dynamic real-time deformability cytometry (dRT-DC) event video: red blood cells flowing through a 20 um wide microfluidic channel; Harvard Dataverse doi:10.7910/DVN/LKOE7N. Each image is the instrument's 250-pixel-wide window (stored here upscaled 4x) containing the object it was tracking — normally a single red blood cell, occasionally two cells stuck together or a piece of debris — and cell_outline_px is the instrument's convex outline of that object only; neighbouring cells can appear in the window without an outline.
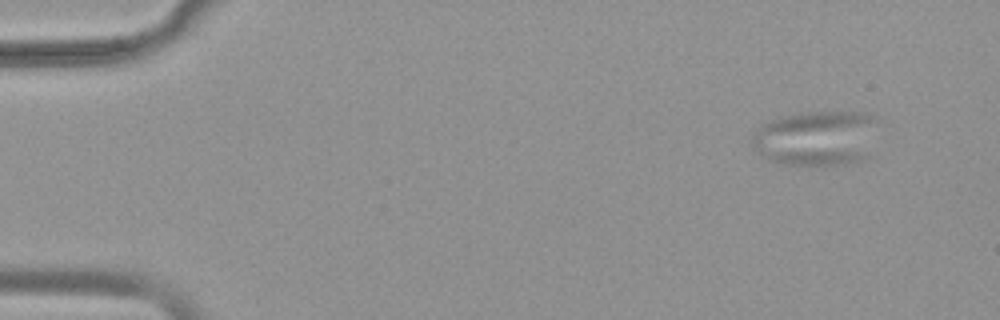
{"species": "common noctule bat (a hibernating species)", "species_latin": "Nyctalus noctula", "temperature_condition": "warm", "stored_images_in_passage": 51, "camera_frame_rate_fps": 3000, "um_per_image_px": 0.085, "animal": {"sex": "female", "body_mass_g": 19.9}, "frame": {"image": 1, "passage_image": 1, "time_ms": 0.0, "image_size_px": [1000, 320], "cell_outline_px": [[880, 120], [868, 156], [864, 160], [844, 164], [784, 164], [760, 156], [756, 152], [752, 144], [752, 132], [760, 124], [768, 120], [784, 116], [804, 112], [864, 112], [876, 116]], "centroid_in_image_um": [69.41, 11.72], "position_along_channel_um": 15.6, "area_um2": 41.1}}
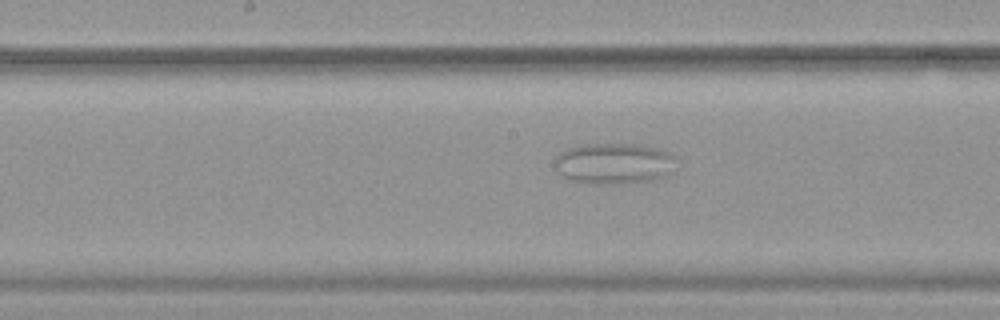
{"frame": {"image": 2, "passage_image": 25, "time_ms": 8.0, "image_size_px": [1000, 320], "cell_outline_px": [[676, 156], [668, 176], [652, 180], [600, 184], [592, 184], [572, 180], [564, 176], [560, 172], [556, 164], [556, 156], [560, 152], [568, 148], [588, 144], [640, 144], [656, 148], [668, 152]], "centroid_in_image_um": [52.21, 13.88], "position_along_channel_um": 196.0, "area_um2": 28.55}}
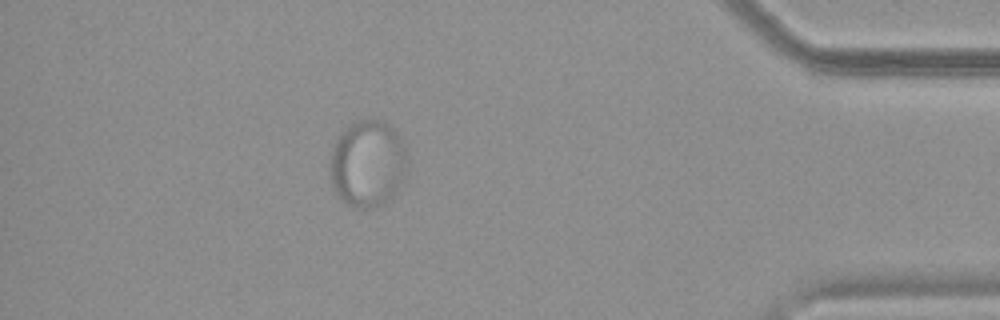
{"frame": {"image": 3, "passage_image": 45, "time_ms": 14.667, "image_size_px": [1000, 320], "cell_outline_px": [[408, 168], [396, 192], [384, 204], [372, 208], [356, 208], [348, 204], [336, 192], [332, 184], [328, 168], [328, 164], [332, 148], [340, 132], [348, 124], [356, 120], [368, 116], [376, 116], [384, 120], [400, 136], [404, 144], [408, 164]], "centroid_in_image_um": [31.25, 13.84], "position_along_channel_um": 404.0, "area_um2": 40.17}}